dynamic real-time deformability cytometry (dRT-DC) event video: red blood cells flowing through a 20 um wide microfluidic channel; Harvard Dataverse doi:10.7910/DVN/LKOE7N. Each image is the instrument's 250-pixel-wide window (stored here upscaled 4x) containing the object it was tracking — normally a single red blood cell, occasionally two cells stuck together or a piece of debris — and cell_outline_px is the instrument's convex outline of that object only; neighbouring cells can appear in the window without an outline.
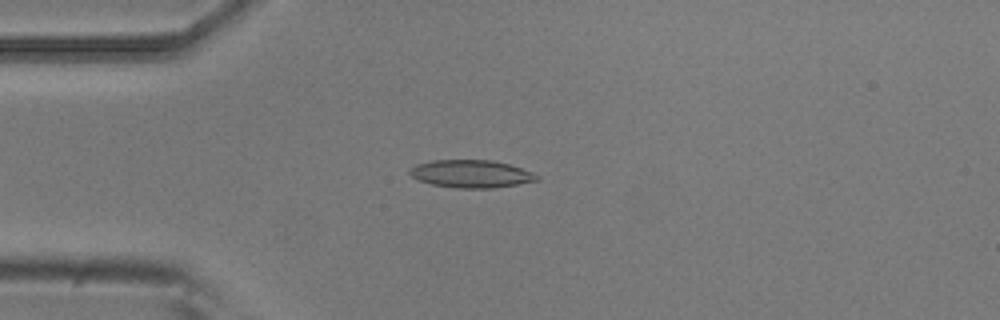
{"species": "common noctule bat (a hibernating species)", "species_latin": "Nyctalus noctula", "temperature_condition": "room temperature", "stored_images_in_passage": 3, "camera_frame_rate_fps": 3000, "um_per_image_px": 0.085, "animal": {"sex": "male", "body_mass_g": 20.5, "forearm_length_mm": 52.5}, "frame": {"image": 1, "passage_image": 3, "time_ms": 0.667, "image_size_px": [1000, 320], "cell_outline_px": [[540, 180], [492, 188], [456, 188], [432, 184], [420, 180], [412, 176], [408, 172], [408, 168], [416, 164], [432, 160], [492, 160], [508, 164], [532, 172], [540, 176]], "centroid_in_image_um": [40.03, 14.77], "position_along_channel_um": 45.0, "area_um2": 20.46}}